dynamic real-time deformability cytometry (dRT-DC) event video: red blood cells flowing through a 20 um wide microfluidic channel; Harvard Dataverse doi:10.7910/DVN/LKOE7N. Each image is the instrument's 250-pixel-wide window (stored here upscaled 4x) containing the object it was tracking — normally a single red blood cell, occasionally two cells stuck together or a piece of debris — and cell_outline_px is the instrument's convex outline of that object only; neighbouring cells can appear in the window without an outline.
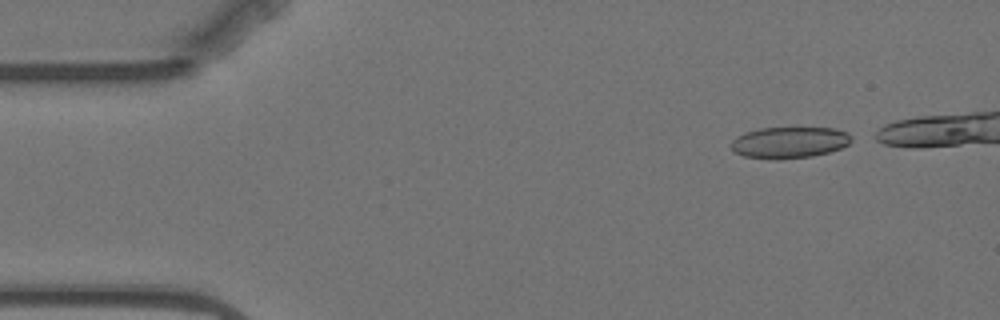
{"species": "Egyptian fruit bat (a non-hibernating species)", "species_latin": "Rousettus aegyptiacus", "temperature_condition": "warm", "stored_images_in_passage": 4, "segment_of_instrument_passage": [2, 2], "camera_frame_rate_fps": 3000, "um_per_image_px": 0.085, "animal": {"sex": "female"}, "frame": {"image": 1, "passage_image": 4, "time_ms": 3.667, "image_size_px": [1000, 320], "cell_outline_px": [[852, 140], [848, 144], [840, 148], [828, 152], [812, 156], [744, 156], [736, 152], [732, 148], [732, 140], [736, 136], [744, 132], [760, 128], [796, 124], [836, 128], [848, 132], [852, 136]], "centroid_in_image_um": [67.19, 11.98], "position_along_channel_um": 17.8, "area_um2": 22.14}}